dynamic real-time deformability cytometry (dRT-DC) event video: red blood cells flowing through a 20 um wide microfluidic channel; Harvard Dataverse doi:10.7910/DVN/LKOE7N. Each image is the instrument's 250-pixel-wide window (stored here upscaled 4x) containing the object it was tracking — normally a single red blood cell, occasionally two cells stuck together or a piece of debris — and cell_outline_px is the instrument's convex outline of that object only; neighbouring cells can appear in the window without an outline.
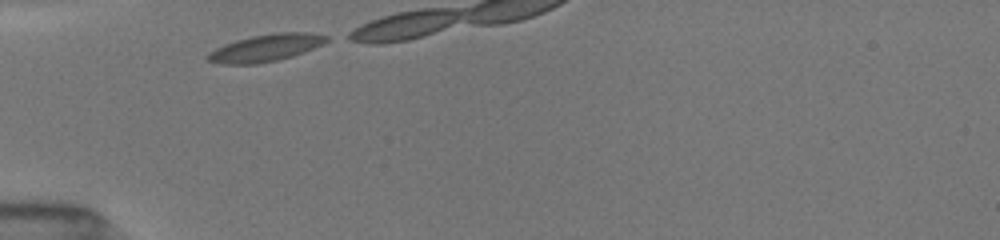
{"species": "common noctule bat (a hibernating species)", "species_latin": "Nyctalus noctula", "temperature_condition": "room temperature", "stored_images_in_passage": 5, "camera_frame_rate_fps": 3000, "um_per_image_px": 0.085, "animal": {"sex": "female", "body_mass_g": 19.5, "forearm_length_mm": 54.1}, "frame": {"image": 1, "passage_image": 1, "time_ms": 0.0, "image_size_px": [1000, 240], "cell_outline_px": [[332, 40], [324, 44], [292, 56], [276, 60], [256, 64], [220, 64], [208, 60], [204, 56], [208, 52], [224, 44], [236, 40], [252, 36], [276, 32], [312, 32], [328, 36]], "centroid_in_image_um": [22.61, 4.06], "position_along_channel_um": 62.4, "area_um2": 18.96}}